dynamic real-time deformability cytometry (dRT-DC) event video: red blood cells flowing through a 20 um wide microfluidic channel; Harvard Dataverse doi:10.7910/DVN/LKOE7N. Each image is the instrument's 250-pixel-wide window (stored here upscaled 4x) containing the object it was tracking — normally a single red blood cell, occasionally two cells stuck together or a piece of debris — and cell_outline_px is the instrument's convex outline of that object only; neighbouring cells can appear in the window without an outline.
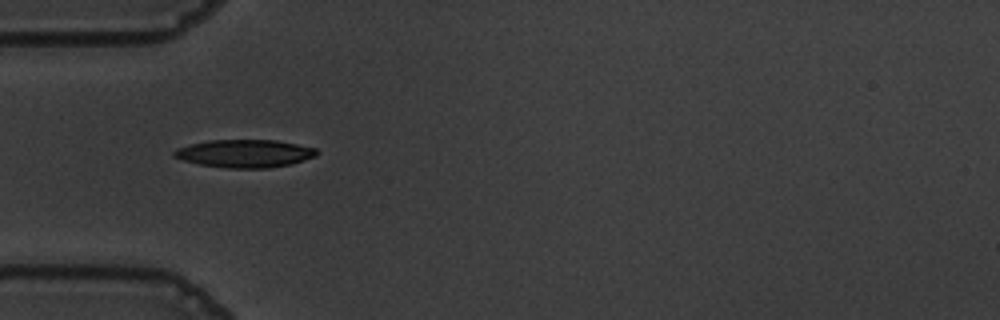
{"species": "common noctule bat (a hibernating species)", "species_latin": "Nyctalus noctula", "temperature_condition": "warm", "stored_images_in_passage": 15, "camera_frame_rate_fps": 3000, "um_per_image_px": 0.085, "animal": {"sex": "male", "body_mass_g": 19.5, "forearm_length_mm": 54.6}, "frame": {"image": 1, "passage_image": 1, "time_ms": 0.0, "image_size_px": [1000, 320], "cell_outline_px": [[320, 152], [316, 156], [292, 164], [268, 168], [228, 168], [200, 164], [184, 160], [172, 156], [172, 152], [176, 148], [208, 140], [276, 140], [316, 148]], "centroid_in_image_um": [20.82, 13.04], "position_along_channel_um": 64.2, "area_um2": 23.18}}
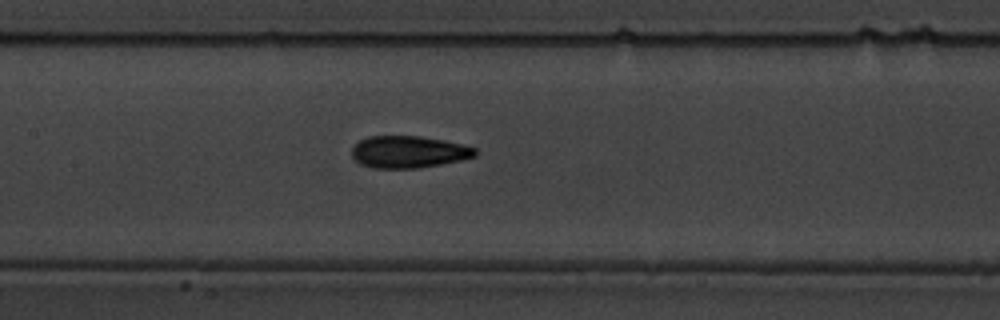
{"frame": {"image": 2, "passage_image": 10, "time_ms": 3.0, "image_size_px": [1000, 320], "cell_outline_px": [[476, 156], [460, 160], [440, 164], [416, 168], [372, 168], [360, 164], [352, 156], [352, 148], [360, 140], [368, 136], [420, 136], [444, 140], [476, 148]], "centroid_in_image_um": [34.71, 12.91], "position_along_channel_um": 172.7, "area_um2": 22.89}}
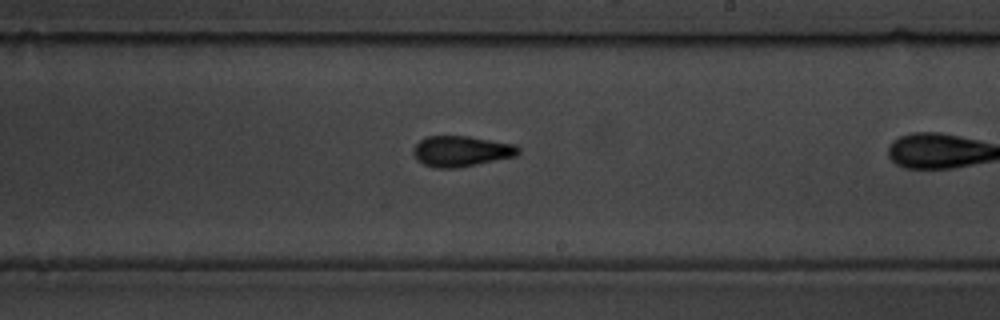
{"frame": {"image": 3, "passage_image": 13, "time_ms": 4.0, "image_size_px": [1000, 320], "cell_outline_px": [[520, 152], [516, 156], [456, 168], [436, 168], [424, 164], [416, 160], [412, 152], [412, 148], [420, 140], [428, 136], [468, 136], [516, 144], [520, 148]], "centroid_in_image_um": [39.19, 12.85], "position_along_channel_um": 249.8, "area_um2": 18.84}}